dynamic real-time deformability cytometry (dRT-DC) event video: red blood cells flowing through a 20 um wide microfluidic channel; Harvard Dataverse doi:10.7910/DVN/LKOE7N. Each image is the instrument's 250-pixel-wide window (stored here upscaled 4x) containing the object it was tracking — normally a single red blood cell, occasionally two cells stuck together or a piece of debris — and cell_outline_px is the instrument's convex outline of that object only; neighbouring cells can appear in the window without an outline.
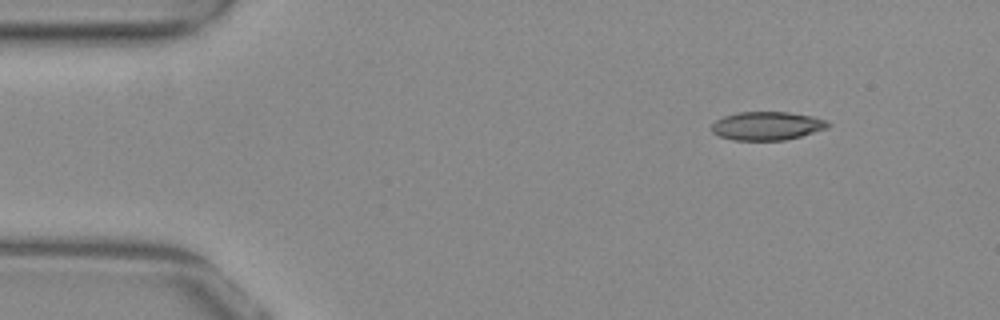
{"species": "common noctule bat (a hibernating species)", "species_latin": "Nyctalus noctula", "temperature_condition": "warm", "stored_images_in_passage": 48, "camera_frame_rate_fps": 3000, "um_per_image_px": 0.085, "animal": {"sex": "female", "body_mass_g": 29.2, "forearm_length_mm": 56.3}, "frame": {"image": 1, "passage_image": 1, "time_ms": 0.0, "image_size_px": [1000, 320], "cell_outline_px": [[832, 124], [828, 128], [800, 136], [784, 140], [732, 140], [720, 136], [712, 132], [712, 124], [716, 120], [724, 116], [736, 112], [788, 112], [812, 116], [824, 120]], "centroid_in_image_um": [65.19, 10.69], "position_along_channel_um": 19.8, "area_um2": 19.25}}
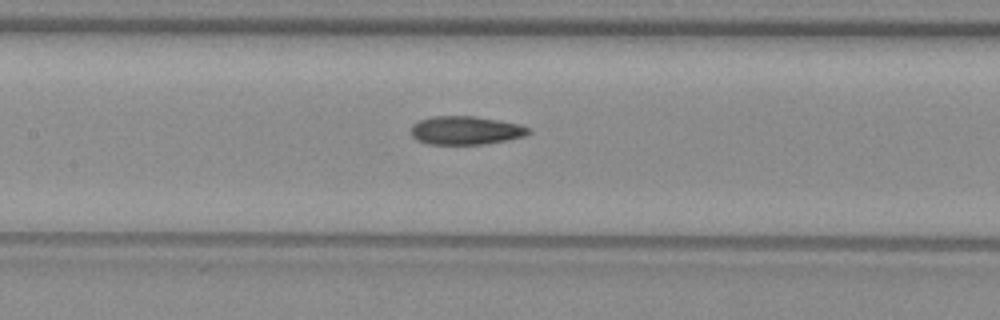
{"frame": {"image": 2, "passage_image": 19, "time_ms": 6.0, "image_size_px": [1000, 320], "cell_outline_px": [[532, 132], [524, 136], [508, 140], [484, 144], [428, 144], [416, 140], [412, 136], [412, 124], [420, 120], [432, 116], [472, 116], [520, 124], [528, 128]], "centroid_in_image_um": [39.58, 11.09], "position_along_channel_um": 167.8, "area_um2": 19.42}}
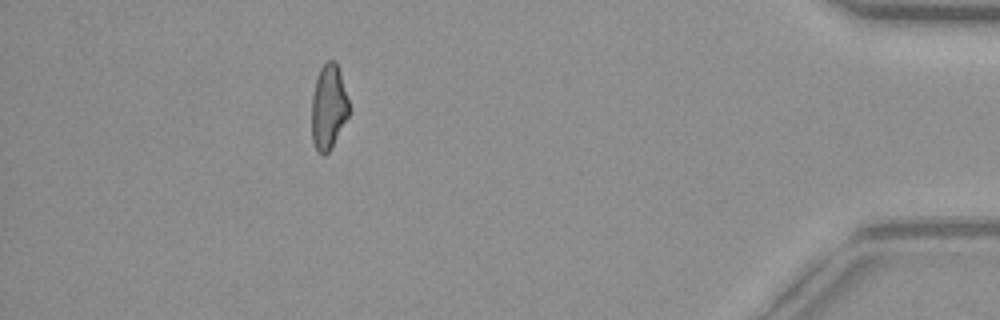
{"frame": {"image": 3, "passage_image": 42, "time_ms": 13.667, "image_size_px": [1000, 320], "cell_outline_px": [[348, 116], [332, 148], [324, 156], [316, 152], [312, 140], [312, 96], [316, 80], [320, 68], [328, 60], [336, 60], [340, 72], [348, 100]], "centroid_in_image_um": [27.91, 9.13], "position_along_channel_um": 407.3, "area_um2": 18.44}, "authors_computed_cell_mechanics": {"area_um2": 19.652, "velocity_mm_per_s": 3.8824, "shape_relaxation_time_tau1_ms": null, "shape_relaxation_time_tau2_ms": 3.5837, "deformation_change_tau1": null, "deformation_change_tau2": 0.1133}}